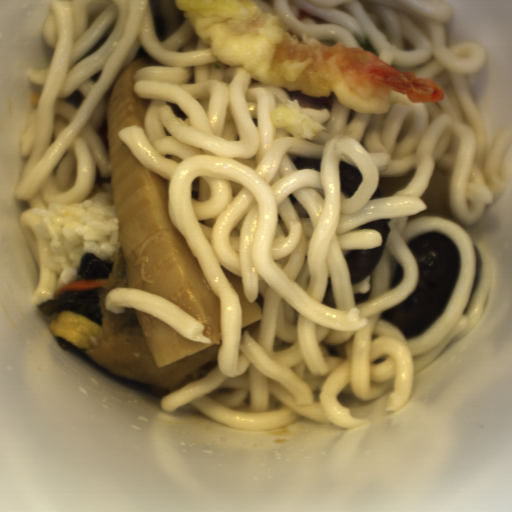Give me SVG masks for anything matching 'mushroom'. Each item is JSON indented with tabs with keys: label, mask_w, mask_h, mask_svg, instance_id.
Instances as JSON below:
<instances>
[{
	"label": "mushroom",
	"mask_w": 512,
	"mask_h": 512,
	"mask_svg": "<svg viewBox=\"0 0 512 512\" xmlns=\"http://www.w3.org/2000/svg\"><path fill=\"white\" fill-rule=\"evenodd\" d=\"M360 227L372 228L379 232L381 242L374 249L351 250L343 256L348 267L350 279L354 284L371 276L381 260L385 244L391 232V224L388 220L368 222Z\"/></svg>",
	"instance_id": "obj_2"
},
{
	"label": "mushroom",
	"mask_w": 512,
	"mask_h": 512,
	"mask_svg": "<svg viewBox=\"0 0 512 512\" xmlns=\"http://www.w3.org/2000/svg\"><path fill=\"white\" fill-rule=\"evenodd\" d=\"M338 171L342 193L350 197L357 192L362 176L353 161L341 162Z\"/></svg>",
	"instance_id": "obj_3"
},
{
	"label": "mushroom",
	"mask_w": 512,
	"mask_h": 512,
	"mask_svg": "<svg viewBox=\"0 0 512 512\" xmlns=\"http://www.w3.org/2000/svg\"><path fill=\"white\" fill-rule=\"evenodd\" d=\"M292 160L296 169L310 168L319 172L322 169L321 159L317 156H300Z\"/></svg>",
	"instance_id": "obj_4"
},
{
	"label": "mushroom",
	"mask_w": 512,
	"mask_h": 512,
	"mask_svg": "<svg viewBox=\"0 0 512 512\" xmlns=\"http://www.w3.org/2000/svg\"><path fill=\"white\" fill-rule=\"evenodd\" d=\"M408 245L420 268L417 285L413 293L382 313L406 340L423 333L440 317L461 273V254L447 234L423 233Z\"/></svg>",
	"instance_id": "obj_1"
}]
</instances>
